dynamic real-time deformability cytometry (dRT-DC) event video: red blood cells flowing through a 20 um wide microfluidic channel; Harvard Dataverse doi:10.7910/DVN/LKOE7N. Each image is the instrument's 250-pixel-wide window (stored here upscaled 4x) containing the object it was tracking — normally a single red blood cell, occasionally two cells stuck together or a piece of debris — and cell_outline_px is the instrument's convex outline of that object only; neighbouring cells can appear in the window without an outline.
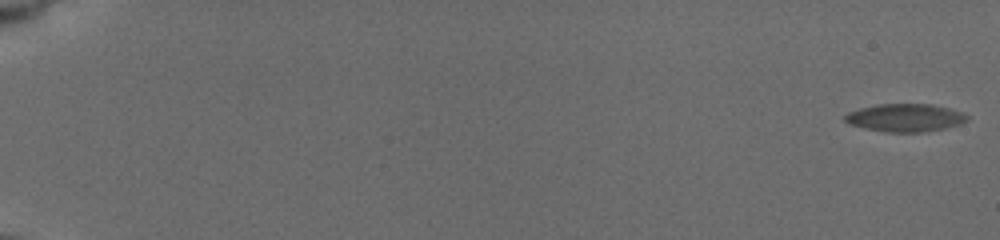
{"species": "common noctule bat (a hibernating species)", "species_latin": "Nyctalus noctula", "temperature_condition": "cold", "stored_images_in_passage": 83, "camera_frame_rate_fps": 3000, "um_per_image_px": 0.085, "animal": {"sex": "female", "body_mass_g": 19.5, "forearm_length_mm": 54.1}, "frame": {"image": 1, "passage_image": 1, "time_ms": 0.0, "image_size_px": [1000, 240], "cell_outline_px": [[968, 120], [960, 124], [944, 128], [920, 132], [884, 132], [864, 128], [852, 124], [844, 120], [844, 116], [848, 112], [860, 108], [876, 104], [932, 104], [948, 108], [960, 112], [968, 116]], "centroid_in_image_um": [76.92, 10.0], "position_along_channel_um": 8.1, "area_um2": 19.71}}
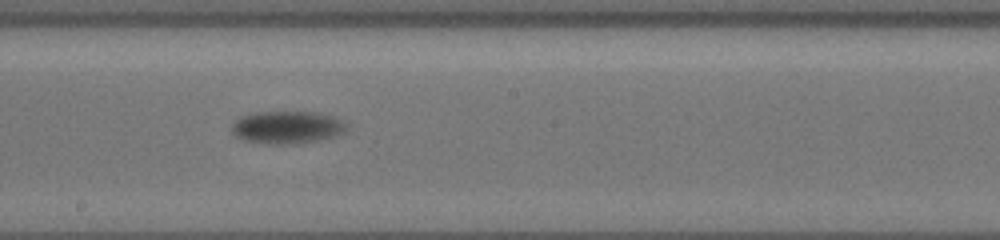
{"frame": {"image": 2, "passage_image": 44, "time_ms": 11.667, "image_size_px": [1000, 240], "cell_outline_px": [[344, 128], [340, 132], [332, 136], [320, 140], [300, 144], [264, 144], [244, 140], [236, 136], [232, 132], [232, 124], [240, 116], [252, 112], [316, 112], [332, 116], [340, 120], [344, 124]], "centroid_in_image_um": [24.31, 10.83], "position_along_channel_um": 223.9, "area_um2": 21.68}}
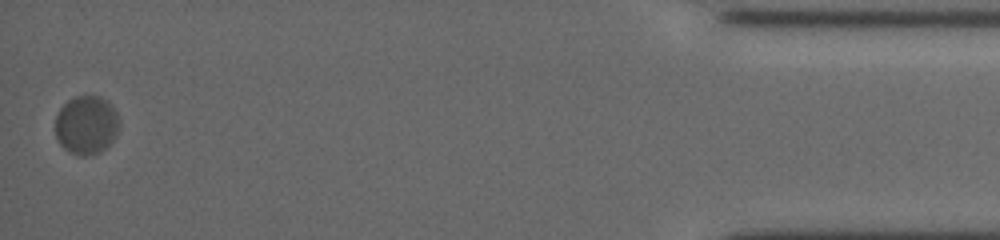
{"frame": {"image": 3, "passage_image": 82, "time_ms": 19.333, "image_size_px": [1000, 240], "cell_outline_px": [[120, 124], [116, 136], [100, 152], [84, 156], [80, 156], [68, 152], [60, 144], [56, 136], [56, 116], [60, 108], [68, 100], [76, 96], [100, 96], [108, 100], [116, 112]], "centroid_in_image_um": [7.35, 10.62], "position_along_channel_um": 427.9, "area_um2": 21.91}, "authors_computed_cell_mechanics": {"area_um2": 20.808, "velocity_mm_per_s": 3.6264, "shape_relaxation_time_tau1_ms": 2.4774, "shape_relaxation_time_tau2_ms": null, "deformation_change_tau1": 0.0881, "deformation_change_tau2": null}}